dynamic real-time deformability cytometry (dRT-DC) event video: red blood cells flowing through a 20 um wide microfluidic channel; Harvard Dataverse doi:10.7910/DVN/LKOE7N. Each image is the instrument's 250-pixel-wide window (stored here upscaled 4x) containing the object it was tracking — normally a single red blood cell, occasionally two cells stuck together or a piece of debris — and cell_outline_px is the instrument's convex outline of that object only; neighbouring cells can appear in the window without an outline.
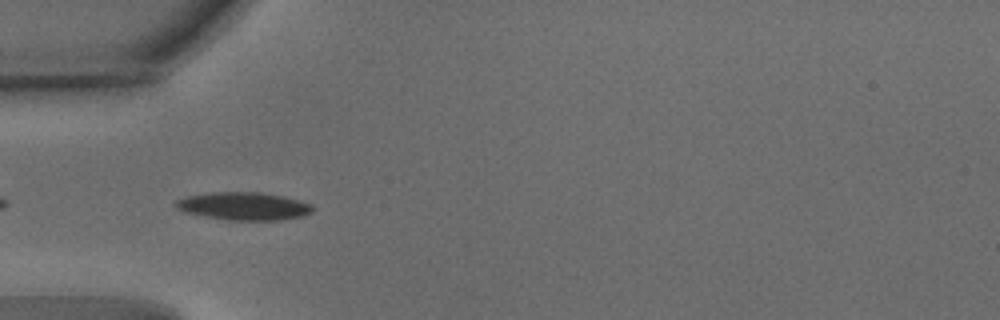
{"species": "common noctule bat (a hibernating species)", "species_latin": "Nyctalus noctula", "temperature_condition": "warm", "stored_images_in_passage": 5, "camera_frame_rate_fps": 3000, "um_per_image_px": 0.085, "animal": {"sex": "male", "body_mass_g": 15.6}, "frame": {"image": 1, "passage_image": 2, "time_ms": 0.333, "image_size_px": [1000, 320], "cell_outline_px": [[312, 212], [300, 216], [280, 220], [228, 220], [204, 216], [184, 212], [176, 208], [172, 204], [176, 200], [184, 196], [208, 192], [260, 192], [284, 196], [312, 204]], "centroid_in_image_um": [20.65, 17.51], "position_along_channel_um": 64.4, "area_um2": 22.37}}